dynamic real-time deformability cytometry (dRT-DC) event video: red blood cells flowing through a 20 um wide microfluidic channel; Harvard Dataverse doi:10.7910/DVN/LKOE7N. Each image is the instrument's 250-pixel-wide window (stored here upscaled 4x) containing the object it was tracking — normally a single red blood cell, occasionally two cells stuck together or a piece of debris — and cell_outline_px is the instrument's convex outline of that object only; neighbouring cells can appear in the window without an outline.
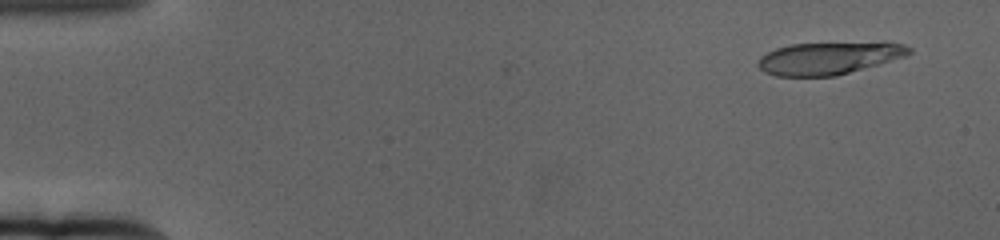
{"species": "human", "species_latin": "Homo sapiens", "temperature_condition": "cold", "stored_images_in_passage": 60, "camera_frame_rate_fps": 3000, "um_per_image_px": 0.085, "donor": {"sex": "female"}, "frame": {"image": 1, "passage_image": 4, "time_ms": 1.0, "image_size_px": [1000, 240], "cell_outline_px": [[912, 52], [904, 56], [836, 76], [776, 76], [764, 72], [756, 64], [760, 56], [776, 48], [788, 44], [904, 44], [912, 48]], "centroid_in_image_um": [70.33, 4.97], "position_along_channel_um": 14.7, "area_um2": 27.57}}
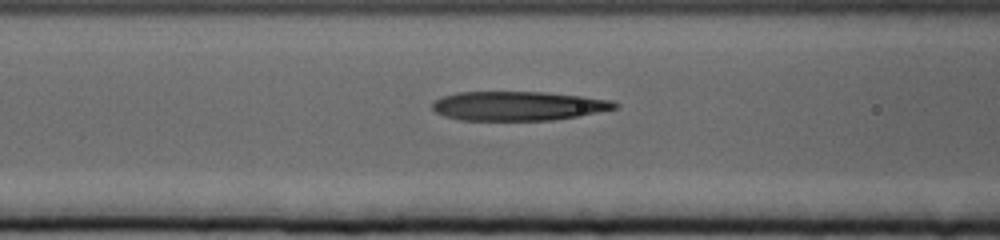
{"frame": {"image": 2, "passage_image": 25, "time_ms": 8.0, "image_size_px": [1000, 240], "cell_outline_px": [[620, 104], [616, 108], [580, 116], [552, 120], [460, 120], [444, 116], [436, 112], [432, 108], [432, 104], [436, 100], [444, 96], [456, 92], [544, 92], [584, 96], [612, 100]], "centroid_in_image_um": [44.07, 9.0], "position_along_channel_um": 122.5, "area_um2": 31.1}}
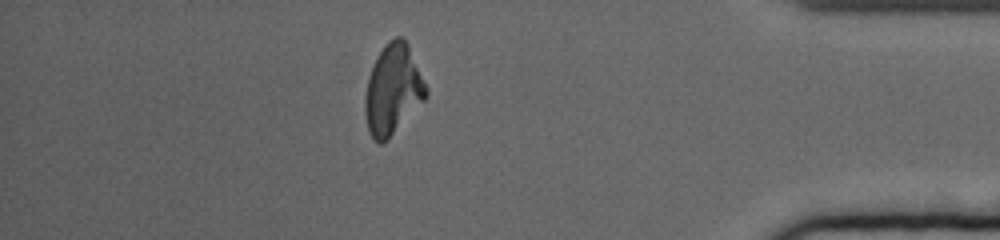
{"frame": {"image": 3, "passage_image": 53, "time_ms": 17.333, "image_size_px": [1000, 240], "cell_outline_px": [[428, 96], [388, 140], [384, 144], [376, 144], [368, 132], [364, 112], [364, 96], [368, 76], [380, 52], [388, 40], [396, 36], [404, 36], [408, 44], [428, 88]], "centroid_in_image_um": [33.39, 7.65], "position_along_channel_um": 401.8, "area_um2": 32.37}, "authors_computed_cell_mechanics": {"area_um2": 31.4432, "velocity_mm_per_s": 3.365, "shape_relaxation_time_tau1_ms": 7.102, "shape_relaxation_time_tau2_ms": 1.8481, "deformation_change_tau1": 0.2283, "deformation_change_tau2": 0.1318}}